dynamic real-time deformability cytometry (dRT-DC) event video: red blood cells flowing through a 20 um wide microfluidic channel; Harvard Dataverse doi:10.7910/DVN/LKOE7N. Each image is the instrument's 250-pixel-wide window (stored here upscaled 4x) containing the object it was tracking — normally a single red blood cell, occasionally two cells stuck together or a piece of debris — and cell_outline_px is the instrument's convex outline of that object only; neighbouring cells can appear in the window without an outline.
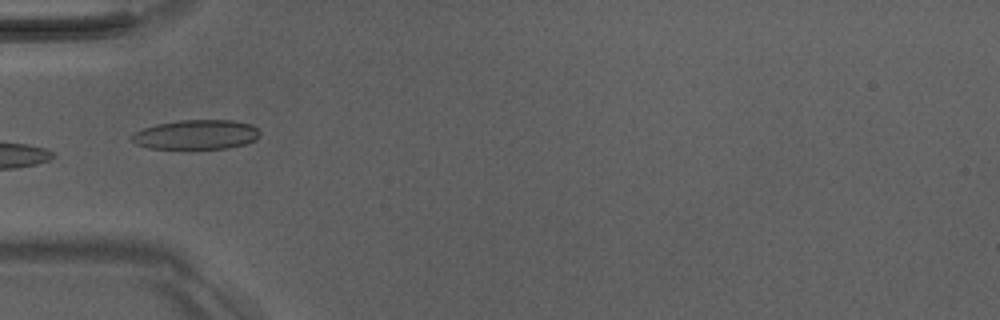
{"species": "Egyptian fruit bat (a non-hibernating species)", "species_latin": "Rousettus aegyptiacus", "temperature_condition": "room temperature", "stored_images_in_passage": 6, "camera_frame_rate_fps": 3000, "um_per_image_px": 0.085, "animal": {"sex": "male"}, "frame": {"image": 1, "passage_image": 6, "time_ms": 5.667, "image_size_px": [1000, 320], "cell_outline_px": [[260, 136], [256, 140], [244, 144], [228, 148], [148, 148], [136, 144], [128, 136], [144, 128], [156, 124], [180, 120], [232, 120], [252, 124], [260, 132]], "centroid_in_image_um": [16.69, 11.43], "position_along_channel_um": 68.3, "area_um2": 22.02}}